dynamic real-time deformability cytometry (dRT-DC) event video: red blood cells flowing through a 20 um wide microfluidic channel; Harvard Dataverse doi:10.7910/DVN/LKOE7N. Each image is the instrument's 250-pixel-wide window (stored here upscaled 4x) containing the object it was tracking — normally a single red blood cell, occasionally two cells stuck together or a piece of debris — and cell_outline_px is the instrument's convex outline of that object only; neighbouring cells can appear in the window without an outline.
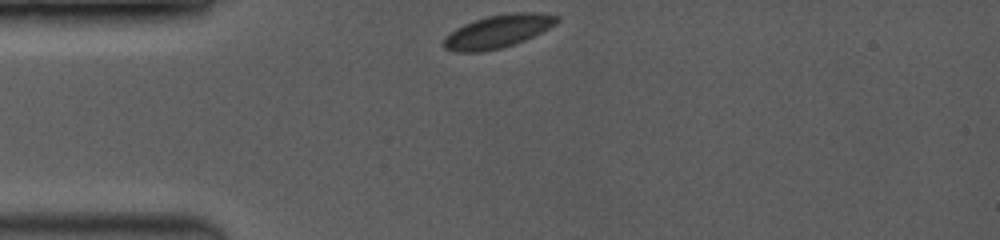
{"species": "common noctule bat (a hibernating species)", "species_latin": "Nyctalus noctula", "temperature_condition": "room temperature", "stored_images_in_passage": 23, "camera_frame_rate_fps": 3500, "um_per_image_px": 0.085, "animal": {"sex": "female", "body_mass_g": 19.0, "forearm_length_mm": 53.3}, "frame": {"image": 1, "passage_image": 1, "time_ms": 0.0, "image_size_px": [1000, 240], "cell_outline_px": [[560, 20], [556, 24], [524, 40], [500, 48], [480, 52], [456, 52], [444, 48], [440, 44], [444, 36], [456, 28], [464, 24], [488, 16], [512, 12], [540, 12], [560, 16]], "centroid_in_image_um": [42.29, 2.66], "position_along_channel_um": 42.7, "area_um2": 21.79}}
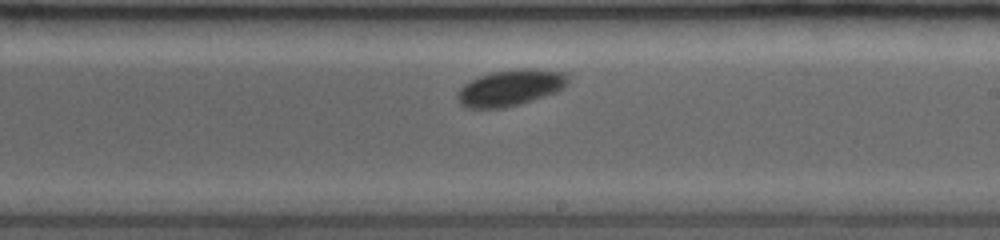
{"frame": {"image": 2, "passage_image": 13, "time_ms": 5.714, "image_size_px": [1000, 240], "cell_outline_px": [[568, 84], [564, 88], [556, 92], [520, 104], [504, 108], [468, 108], [460, 104], [456, 100], [456, 96], [460, 88], [464, 84], [480, 76], [492, 72], [524, 68], [528, 68], [564, 72], [568, 76]], "centroid_in_image_um": [43.38, 7.47], "position_along_channel_um": 245.6, "area_um2": 23.29}}
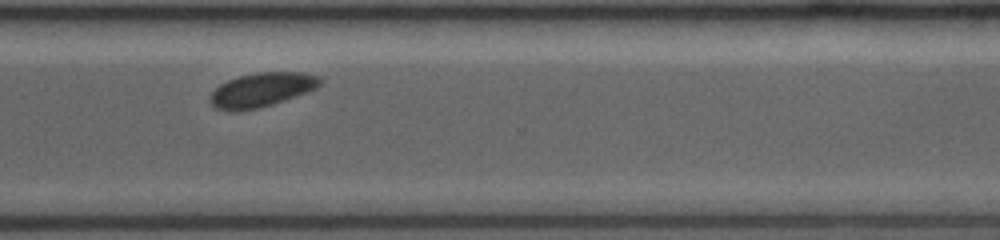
{"frame": {"image": 3, "passage_image": 22, "time_ms": 8.286, "image_size_px": [1000, 240], "cell_outline_px": [[320, 84], [316, 88], [308, 92], [260, 108], [236, 112], [228, 112], [212, 108], [208, 100], [208, 96], [220, 84], [228, 80], [240, 76], [256, 72], [304, 72], [320, 76]], "centroid_in_image_um": [22.18, 7.66], "position_along_channel_um": 348.4, "area_um2": 22.25}}